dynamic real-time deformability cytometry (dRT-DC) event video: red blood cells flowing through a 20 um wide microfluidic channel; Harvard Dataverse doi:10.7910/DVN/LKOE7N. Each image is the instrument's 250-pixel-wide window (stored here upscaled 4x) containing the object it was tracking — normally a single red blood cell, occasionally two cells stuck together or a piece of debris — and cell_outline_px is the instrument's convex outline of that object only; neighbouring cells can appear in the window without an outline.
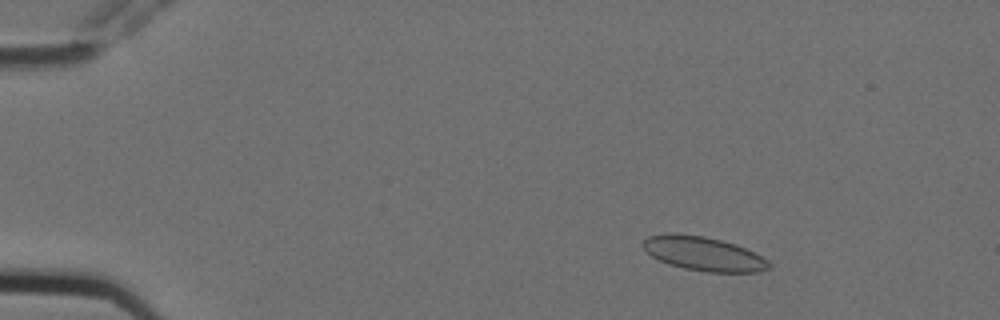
{"species": "Egyptian fruit bat (a non-hibernating species)", "species_latin": "Rousettus aegyptiacus", "temperature_condition": "cold", "stored_images_in_passage": 9, "camera_frame_rate_fps": 3000, "um_per_image_px": 0.085, "animal": {"sex": "female"}, "frame": {"image": 1, "passage_image": 3, "time_ms": 0.667, "image_size_px": [1000, 320], "cell_outline_px": [[772, 268], [760, 272], [708, 272], [684, 268], [668, 264], [652, 256], [640, 244], [648, 236], [672, 232], [676, 232], [704, 236], [736, 244], [768, 260], [772, 264]], "centroid_in_image_um": [59.8, 21.56], "position_along_channel_um": 25.2, "area_um2": 25.09}}
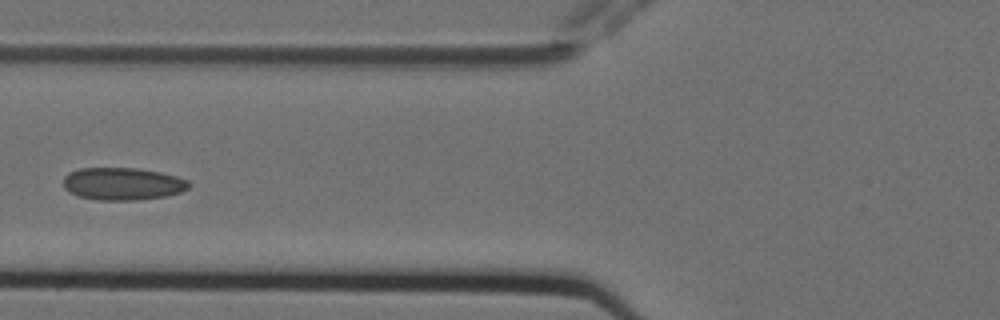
{"frame": {"image": 2, "passage_image": 7, "time_ms": 2.0, "image_size_px": [1000, 320], "cell_outline_px": [[192, 184], [188, 188], [180, 192], [164, 196], [136, 200], [96, 200], [76, 196], [68, 192], [64, 188], [64, 176], [68, 172], [80, 168], [140, 168], [160, 172], [176, 176], [188, 180]], "centroid_in_image_um": [10.4, 15.62], "position_along_channel_um": 115.4, "area_um2": 23.99}}
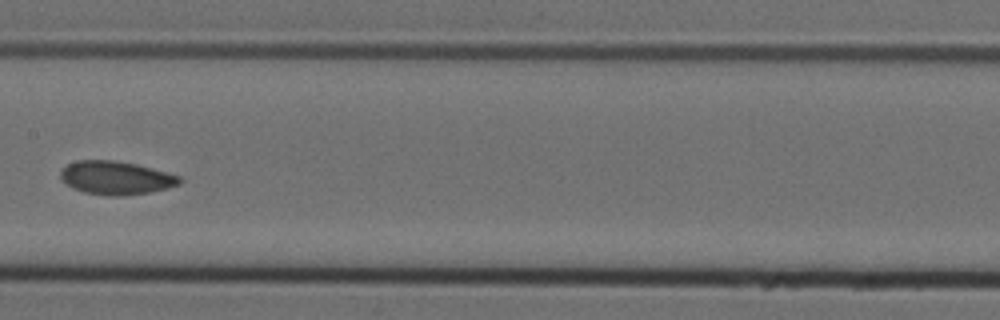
{"frame": {"image": 3, "passage_image": 9, "time_ms": 2.667, "image_size_px": [1000, 320], "cell_outline_px": [[184, 180], [180, 184], [168, 188], [148, 192], [120, 196], [108, 196], [84, 192], [72, 188], [60, 180], [60, 172], [68, 164], [76, 160], [112, 160], [136, 164], [180, 176]], "centroid_in_image_um": [9.84, 15.12], "position_along_channel_um": 197.6, "area_um2": 23.18}}